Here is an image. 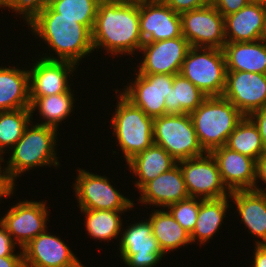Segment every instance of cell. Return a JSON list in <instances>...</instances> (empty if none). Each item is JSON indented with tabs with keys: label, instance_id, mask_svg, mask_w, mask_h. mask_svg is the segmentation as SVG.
Masks as SVG:
<instances>
[{
	"label": "cell",
	"instance_id": "cell-1",
	"mask_svg": "<svg viewBox=\"0 0 266 267\" xmlns=\"http://www.w3.org/2000/svg\"><path fill=\"white\" fill-rule=\"evenodd\" d=\"M92 43L94 50L104 48L112 56L138 52L144 43L140 35L139 4L101 0L92 29Z\"/></svg>",
	"mask_w": 266,
	"mask_h": 267
},
{
	"label": "cell",
	"instance_id": "cell-2",
	"mask_svg": "<svg viewBox=\"0 0 266 267\" xmlns=\"http://www.w3.org/2000/svg\"><path fill=\"white\" fill-rule=\"evenodd\" d=\"M32 33L57 53L48 60L69 61L78 64L82 58L94 51L92 31L75 19L57 17L50 6L40 11L29 23Z\"/></svg>",
	"mask_w": 266,
	"mask_h": 267
},
{
	"label": "cell",
	"instance_id": "cell-3",
	"mask_svg": "<svg viewBox=\"0 0 266 267\" xmlns=\"http://www.w3.org/2000/svg\"><path fill=\"white\" fill-rule=\"evenodd\" d=\"M31 123L25 128L18 142L9 150L11 156L8 158L7 167L2 170V164H0V183L4 186L14 188L15 179L34 167L60 165L55 150V146L58 145L56 144L58 130L39 124L33 126Z\"/></svg>",
	"mask_w": 266,
	"mask_h": 267
},
{
	"label": "cell",
	"instance_id": "cell-4",
	"mask_svg": "<svg viewBox=\"0 0 266 267\" xmlns=\"http://www.w3.org/2000/svg\"><path fill=\"white\" fill-rule=\"evenodd\" d=\"M199 143L206 153L222 147L244 115L223 96L206 97L189 114Z\"/></svg>",
	"mask_w": 266,
	"mask_h": 267
},
{
	"label": "cell",
	"instance_id": "cell-5",
	"mask_svg": "<svg viewBox=\"0 0 266 267\" xmlns=\"http://www.w3.org/2000/svg\"><path fill=\"white\" fill-rule=\"evenodd\" d=\"M115 113L111 119L112 134H115L124 160L129 161L136 154L149 148L153 143V118L127 100L119 90Z\"/></svg>",
	"mask_w": 266,
	"mask_h": 267
},
{
	"label": "cell",
	"instance_id": "cell-6",
	"mask_svg": "<svg viewBox=\"0 0 266 267\" xmlns=\"http://www.w3.org/2000/svg\"><path fill=\"white\" fill-rule=\"evenodd\" d=\"M226 73L223 49L205 47H190L180 70L207 97L222 96Z\"/></svg>",
	"mask_w": 266,
	"mask_h": 267
},
{
	"label": "cell",
	"instance_id": "cell-7",
	"mask_svg": "<svg viewBox=\"0 0 266 267\" xmlns=\"http://www.w3.org/2000/svg\"><path fill=\"white\" fill-rule=\"evenodd\" d=\"M153 141L177 162L204 155L189 114H166L153 120Z\"/></svg>",
	"mask_w": 266,
	"mask_h": 267
},
{
	"label": "cell",
	"instance_id": "cell-8",
	"mask_svg": "<svg viewBox=\"0 0 266 267\" xmlns=\"http://www.w3.org/2000/svg\"><path fill=\"white\" fill-rule=\"evenodd\" d=\"M74 183L80 209L127 211L134 203L113 188L107 177L79 169Z\"/></svg>",
	"mask_w": 266,
	"mask_h": 267
},
{
	"label": "cell",
	"instance_id": "cell-9",
	"mask_svg": "<svg viewBox=\"0 0 266 267\" xmlns=\"http://www.w3.org/2000/svg\"><path fill=\"white\" fill-rule=\"evenodd\" d=\"M190 197L219 199L230 196L211 153L177 162Z\"/></svg>",
	"mask_w": 266,
	"mask_h": 267
},
{
	"label": "cell",
	"instance_id": "cell-10",
	"mask_svg": "<svg viewBox=\"0 0 266 267\" xmlns=\"http://www.w3.org/2000/svg\"><path fill=\"white\" fill-rule=\"evenodd\" d=\"M182 36L190 47L223 49L225 39L224 17L213 6L180 14Z\"/></svg>",
	"mask_w": 266,
	"mask_h": 267
},
{
	"label": "cell",
	"instance_id": "cell-11",
	"mask_svg": "<svg viewBox=\"0 0 266 267\" xmlns=\"http://www.w3.org/2000/svg\"><path fill=\"white\" fill-rule=\"evenodd\" d=\"M134 75H136L135 81L124 86L127 88L120 93L153 119L166 115L165 98L172 87L174 75L139 73Z\"/></svg>",
	"mask_w": 266,
	"mask_h": 267
},
{
	"label": "cell",
	"instance_id": "cell-12",
	"mask_svg": "<svg viewBox=\"0 0 266 267\" xmlns=\"http://www.w3.org/2000/svg\"><path fill=\"white\" fill-rule=\"evenodd\" d=\"M119 251L128 267H154L164 256L152 233L150 220L128 225L121 235Z\"/></svg>",
	"mask_w": 266,
	"mask_h": 267
},
{
	"label": "cell",
	"instance_id": "cell-13",
	"mask_svg": "<svg viewBox=\"0 0 266 267\" xmlns=\"http://www.w3.org/2000/svg\"><path fill=\"white\" fill-rule=\"evenodd\" d=\"M46 205L44 201H19L0 218L21 249L47 229L49 210Z\"/></svg>",
	"mask_w": 266,
	"mask_h": 267
},
{
	"label": "cell",
	"instance_id": "cell-14",
	"mask_svg": "<svg viewBox=\"0 0 266 267\" xmlns=\"http://www.w3.org/2000/svg\"><path fill=\"white\" fill-rule=\"evenodd\" d=\"M222 96L244 116H249L266 105V74L227 71Z\"/></svg>",
	"mask_w": 266,
	"mask_h": 267
},
{
	"label": "cell",
	"instance_id": "cell-15",
	"mask_svg": "<svg viewBox=\"0 0 266 267\" xmlns=\"http://www.w3.org/2000/svg\"><path fill=\"white\" fill-rule=\"evenodd\" d=\"M190 45L183 37H176L157 42H144L140 52L144 54L141 64L137 67L139 74H170L180 73Z\"/></svg>",
	"mask_w": 266,
	"mask_h": 267
},
{
	"label": "cell",
	"instance_id": "cell-16",
	"mask_svg": "<svg viewBox=\"0 0 266 267\" xmlns=\"http://www.w3.org/2000/svg\"><path fill=\"white\" fill-rule=\"evenodd\" d=\"M140 35L144 42L182 36L181 16L162 0L139 4Z\"/></svg>",
	"mask_w": 266,
	"mask_h": 267
},
{
	"label": "cell",
	"instance_id": "cell-17",
	"mask_svg": "<svg viewBox=\"0 0 266 267\" xmlns=\"http://www.w3.org/2000/svg\"><path fill=\"white\" fill-rule=\"evenodd\" d=\"M60 237L47 229L25 245L24 267H85Z\"/></svg>",
	"mask_w": 266,
	"mask_h": 267
},
{
	"label": "cell",
	"instance_id": "cell-18",
	"mask_svg": "<svg viewBox=\"0 0 266 267\" xmlns=\"http://www.w3.org/2000/svg\"><path fill=\"white\" fill-rule=\"evenodd\" d=\"M33 65L28 70L30 97L57 95L70 89L67 79L76 70V64L41 57Z\"/></svg>",
	"mask_w": 266,
	"mask_h": 267
},
{
	"label": "cell",
	"instance_id": "cell-19",
	"mask_svg": "<svg viewBox=\"0 0 266 267\" xmlns=\"http://www.w3.org/2000/svg\"><path fill=\"white\" fill-rule=\"evenodd\" d=\"M221 180L227 190L234 191L252 190L255 185L256 161L225 145L212 150Z\"/></svg>",
	"mask_w": 266,
	"mask_h": 267
},
{
	"label": "cell",
	"instance_id": "cell-20",
	"mask_svg": "<svg viewBox=\"0 0 266 267\" xmlns=\"http://www.w3.org/2000/svg\"><path fill=\"white\" fill-rule=\"evenodd\" d=\"M140 192V203L163 208L190 197L178 163L169 171L147 182Z\"/></svg>",
	"mask_w": 266,
	"mask_h": 267
},
{
	"label": "cell",
	"instance_id": "cell-21",
	"mask_svg": "<svg viewBox=\"0 0 266 267\" xmlns=\"http://www.w3.org/2000/svg\"><path fill=\"white\" fill-rule=\"evenodd\" d=\"M266 4L249 2L238 12L224 17L226 43L261 40Z\"/></svg>",
	"mask_w": 266,
	"mask_h": 267
},
{
	"label": "cell",
	"instance_id": "cell-22",
	"mask_svg": "<svg viewBox=\"0 0 266 267\" xmlns=\"http://www.w3.org/2000/svg\"><path fill=\"white\" fill-rule=\"evenodd\" d=\"M259 187L254 185L252 190L231 192L230 198L249 233L262 240L256 241V244H266V188Z\"/></svg>",
	"mask_w": 266,
	"mask_h": 267
},
{
	"label": "cell",
	"instance_id": "cell-23",
	"mask_svg": "<svg viewBox=\"0 0 266 267\" xmlns=\"http://www.w3.org/2000/svg\"><path fill=\"white\" fill-rule=\"evenodd\" d=\"M227 71L266 74V42L225 43L223 47Z\"/></svg>",
	"mask_w": 266,
	"mask_h": 267
},
{
	"label": "cell",
	"instance_id": "cell-24",
	"mask_svg": "<svg viewBox=\"0 0 266 267\" xmlns=\"http://www.w3.org/2000/svg\"><path fill=\"white\" fill-rule=\"evenodd\" d=\"M30 108L28 70L0 66V111Z\"/></svg>",
	"mask_w": 266,
	"mask_h": 267
},
{
	"label": "cell",
	"instance_id": "cell-25",
	"mask_svg": "<svg viewBox=\"0 0 266 267\" xmlns=\"http://www.w3.org/2000/svg\"><path fill=\"white\" fill-rule=\"evenodd\" d=\"M126 163L138 177L134 184L140 190L147 182L169 171L177 164V161L164 148L153 143Z\"/></svg>",
	"mask_w": 266,
	"mask_h": 267
},
{
	"label": "cell",
	"instance_id": "cell-26",
	"mask_svg": "<svg viewBox=\"0 0 266 267\" xmlns=\"http://www.w3.org/2000/svg\"><path fill=\"white\" fill-rule=\"evenodd\" d=\"M230 196L219 199H200L199 212L196 220V226L190 234L191 244L196 240L200 244H205L210 240L223 223L226 217V211L229 208Z\"/></svg>",
	"mask_w": 266,
	"mask_h": 267
},
{
	"label": "cell",
	"instance_id": "cell-27",
	"mask_svg": "<svg viewBox=\"0 0 266 267\" xmlns=\"http://www.w3.org/2000/svg\"><path fill=\"white\" fill-rule=\"evenodd\" d=\"M149 218L153 236L164 254L191 243L190 234L173 218L168 210L156 209Z\"/></svg>",
	"mask_w": 266,
	"mask_h": 267
},
{
	"label": "cell",
	"instance_id": "cell-28",
	"mask_svg": "<svg viewBox=\"0 0 266 267\" xmlns=\"http://www.w3.org/2000/svg\"><path fill=\"white\" fill-rule=\"evenodd\" d=\"M207 96L180 73L174 75L170 92L165 98L166 114H190Z\"/></svg>",
	"mask_w": 266,
	"mask_h": 267
},
{
	"label": "cell",
	"instance_id": "cell-29",
	"mask_svg": "<svg viewBox=\"0 0 266 267\" xmlns=\"http://www.w3.org/2000/svg\"><path fill=\"white\" fill-rule=\"evenodd\" d=\"M71 89L67 92L57 95L43 97H30V112L38 111L39 115L44 118L39 125L50 126L58 129L59 124L65 120L73 111L75 99ZM37 109V110H36Z\"/></svg>",
	"mask_w": 266,
	"mask_h": 267
},
{
	"label": "cell",
	"instance_id": "cell-30",
	"mask_svg": "<svg viewBox=\"0 0 266 267\" xmlns=\"http://www.w3.org/2000/svg\"><path fill=\"white\" fill-rule=\"evenodd\" d=\"M225 146L255 161L266 153L259 130L248 116H244L237 124L235 130L228 137Z\"/></svg>",
	"mask_w": 266,
	"mask_h": 267
},
{
	"label": "cell",
	"instance_id": "cell-31",
	"mask_svg": "<svg viewBox=\"0 0 266 267\" xmlns=\"http://www.w3.org/2000/svg\"><path fill=\"white\" fill-rule=\"evenodd\" d=\"M86 216L85 227L88 235L97 240H111L117 238L122 231L121 213L127 211H111V210H84L80 209Z\"/></svg>",
	"mask_w": 266,
	"mask_h": 267
},
{
	"label": "cell",
	"instance_id": "cell-32",
	"mask_svg": "<svg viewBox=\"0 0 266 267\" xmlns=\"http://www.w3.org/2000/svg\"><path fill=\"white\" fill-rule=\"evenodd\" d=\"M32 116L30 108L0 111V163L4 162L5 147L11 149L18 142L33 120Z\"/></svg>",
	"mask_w": 266,
	"mask_h": 267
},
{
	"label": "cell",
	"instance_id": "cell-33",
	"mask_svg": "<svg viewBox=\"0 0 266 267\" xmlns=\"http://www.w3.org/2000/svg\"><path fill=\"white\" fill-rule=\"evenodd\" d=\"M100 1L52 0L49 6L57 12V17L75 19L92 31Z\"/></svg>",
	"mask_w": 266,
	"mask_h": 267
},
{
	"label": "cell",
	"instance_id": "cell-34",
	"mask_svg": "<svg viewBox=\"0 0 266 267\" xmlns=\"http://www.w3.org/2000/svg\"><path fill=\"white\" fill-rule=\"evenodd\" d=\"M199 206V198L188 197L187 199L169 205L166 209H168L173 218L191 234L196 226Z\"/></svg>",
	"mask_w": 266,
	"mask_h": 267
},
{
	"label": "cell",
	"instance_id": "cell-35",
	"mask_svg": "<svg viewBox=\"0 0 266 267\" xmlns=\"http://www.w3.org/2000/svg\"><path fill=\"white\" fill-rule=\"evenodd\" d=\"M52 0H0V8H8L21 15L28 23L42 10L47 8Z\"/></svg>",
	"mask_w": 266,
	"mask_h": 267
},
{
	"label": "cell",
	"instance_id": "cell-36",
	"mask_svg": "<svg viewBox=\"0 0 266 267\" xmlns=\"http://www.w3.org/2000/svg\"><path fill=\"white\" fill-rule=\"evenodd\" d=\"M173 11L182 14L187 11L203 8L213 4V0H162Z\"/></svg>",
	"mask_w": 266,
	"mask_h": 267
},
{
	"label": "cell",
	"instance_id": "cell-37",
	"mask_svg": "<svg viewBox=\"0 0 266 267\" xmlns=\"http://www.w3.org/2000/svg\"><path fill=\"white\" fill-rule=\"evenodd\" d=\"M12 236L7 232L5 226L0 222V257L4 256H23V250L20 254H15V246Z\"/></svg>",
	"mask_w": 266,
	"mask_h": 267
},
{
	"label": "cell",
	"instance_id": "cell-38",
	"mask_svg": "<svg viewBox=\"0 0 266 267\" xmlns=\"http://www.w3.org/2000/svg\"><path fill=\"white\" fill-rule=\"evenodd\" d=\"M248 3L249 0H213L212 5L223 17H226L232 13L238 12Z\"/></svg>",
	"mask_w": 266,
	"mask_h": 267
},
{
	"label": "cell",
	"instance_id": "cell-39",
	"mask_svg": "<svg viewBox=\"0 0 266 267\" xmlns=\"http://www.w3.org/2000/svg\"><path fill=\"white\" fill-rule=\"evenodd\" d=\"M259 130L262 145L266 152V105L248 116Z\"/></svg>",
	"mask_w": 266,
	"mask_h": 267
},
{
	"label": "cell",
	"instance_id": "cell-40",
	"mask_svg": "<svg viewBox=\"0 0 266 267\" xmlns=\"http://www.w3.org/2000/svg\"><path fill=\"white\" fill-rule=\"evenodd\" d=\"M252 267H266V244H255Z\"/></svg>",
	"mask_w": 266,
	"mask_h": 267
},
{
	"label": "cell",
	"instance_id": "cell-41",
	"mask_svg": "<svg viewBox=\"0 0 266 267\" xmlns=\"http://www.w3.org/2000/svg\"><path fill=\"white\" fill-rule=\"evenodd\" d=\"M259 180L266 184V153L256 160L255 185H257Z\"/></svg>",
	"mask_w": 266,
	"mask_h": 267
},
{
	"label": "cell",
	"instance_id": "cell-42",
	"mask_svg": "<svg viewBox=\"0 0 266 267\" xmlns=\"http://www.w3.org/2000/svg\"><path fill=\"white\" fill-rule=\"evenodd\" d=\"M0 267H24L23 256L0 257Z\"/></svg>",
	"mask_w": 266,
	"mask_h": 267
},
{
	"label": "cell",
	"instance_id": "cell-43",
	"mask_svg": "<svg viewBox=\"0 0 266 267\" xmlns=\"http://www.w3.org/2000/svg\"><path fill=\"white\" fill-rule=\"evenodd\" d=\"M14 189L15 188H10V187L4 186L3 184H0V198L11 197Z\"/></svg>",
	"mask_w": 266,
	"mask_h": 267
},
{
	"label": "cell",
	"instance_id": "cell-44",
	"mask_svg": "<svg viewBox=\"0 0 266 267\" xmlns=\"http://www.w3.org/2000/svg\"><path fill=\"white\" fill-rule=\"evenodd\" d=\"M113 1H118L121 3H135V4H141L147 1H151V0H113Z\"/></svg>",
	"mask_w": 266,
	"mask_h": 267
},
{
	"label": "cell",
	"instance_id": "cell-45",
	"mask_svg": "<svg viewBox=\"0 0 266 267\" xmlns=\"http://www.w3.org/2000/svg\"><path fill=\"white\" fill-rule=\"evenodd\" d=\"M261 39L266 42V12H265V16H264V28H263Z\"/></svg>",
	"mask_w": 266,
	"mask_h": 267
},
{
	"label": "cell",
	"instance_id": "cell-46",
	"mask_svg": "<svg viewBox=\"0 0 266 267\" xmlns=\"http://www.w3.org/2000/svg\"><path fill=\"white\" fill-rule=\"evenodd\" d=\"M249 2H260L266 4V0H249Z\"/></svg>",
	"mask_w": 266,
	"mask_h": 267
}]
</instances>
